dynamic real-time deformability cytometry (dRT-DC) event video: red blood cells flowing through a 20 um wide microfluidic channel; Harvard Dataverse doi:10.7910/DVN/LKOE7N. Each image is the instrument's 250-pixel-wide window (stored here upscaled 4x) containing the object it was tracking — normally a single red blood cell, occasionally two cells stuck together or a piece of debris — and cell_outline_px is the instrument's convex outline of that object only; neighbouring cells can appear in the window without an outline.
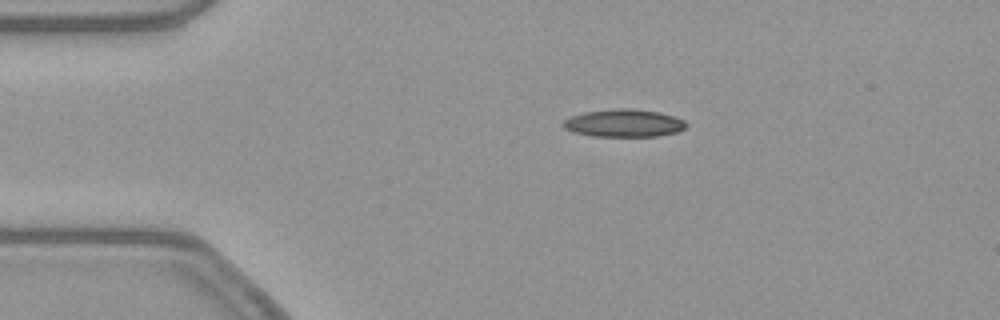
{"species": "common noctule bat (a hibernating species)", "species_latin": "Nyctalus noctula", "temperature_condition": "warm", "stored_images_in_passage": 44, "camera_frame_rate_fps": 3000, "um_per_image_px": 0.085, "animal": {"sex": "female", "body_mass_g": 21.9}, "frame": {"image": 1, "passage_image": 2, "time_ms": 0.333, "image_size_px": [1000, 320], "cell_outline_px": [[688, 124], [684, 128], [676, 132], [656, 136], [592, 136], [572, 132], [564, 128], [560, 124], [564, 120], [572, 116], [584, 112], [612, 108], [632, 108], [660, 112], [676, 116], [684, 120]], "centroid_in_image_um": [53.02, 10.45], "position_along_channel_um": 32.0, "area_um2": 20.06}}
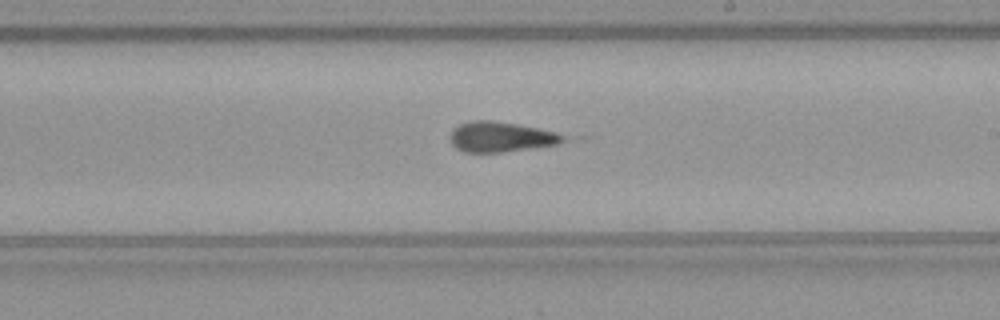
{"frame": {"image": 2, "passage_image": 22, "time_ms": 7.0, "image_size_px": [1000, 320], "cell_outline_px": [[564, 140], [556, 144], [500, 152], [464, 152], [456, 148], [452, 144], [452, 132], [460, 124], [472, 120], [492, 120], [516, 124], [536, 128], [552, 132], [564, 136]], "centroid_in_image_um": [42.51, 11.63], "position_along_channel_um": 246.5, "area_um2": 19.19}}
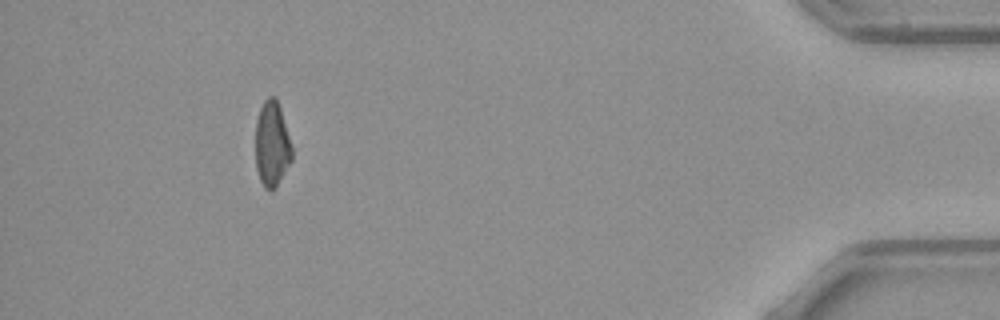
{"frame": {"image": 3, "passage_image": 40, "time_ms": 13.0, "image_size_px": [1000, 320], "cell_outline_px": [[292, 160], [276, 188], [272, 192], [264, 188], [260, 180], [256, 168], [256, 120], [260, 108], [264, 100], [268, 96], [272, 96], [276, 100], [280, 108], [292, 148]], "centroid_in_image_um": [23.11, 12.3], "position_along_channel_um": 412.1, "area_um2": 18.09}, "authors_computed_cell_mechanics": {"area_um2": 19.4786, "velocity_mm_per_s": 3.8841, "shape_relaxation_time_tau1_ms": null, "shape_relaxation_time_tau2_ms": 3.4272, "deformation_change_tau1": null, "deformation_change_tau2": 0.1274}}